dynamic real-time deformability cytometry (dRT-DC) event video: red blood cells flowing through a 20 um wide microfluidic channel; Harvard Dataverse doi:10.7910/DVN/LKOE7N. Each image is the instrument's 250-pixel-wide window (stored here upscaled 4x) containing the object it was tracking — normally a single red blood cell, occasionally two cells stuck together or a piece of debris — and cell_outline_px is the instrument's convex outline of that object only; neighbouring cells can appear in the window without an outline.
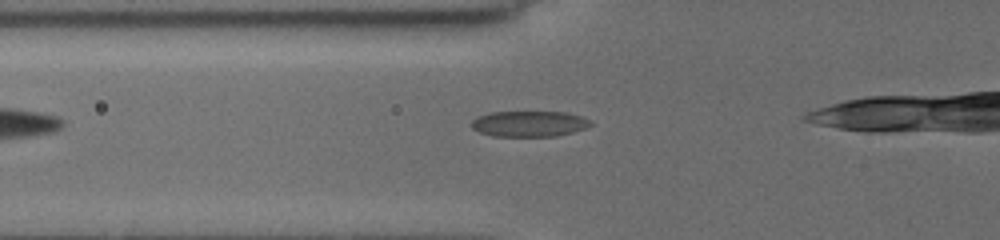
{"species": "common noctule bat (a hibernating species)", "species_latin": "Nyctalus noctula", "temperature_condition": "cold", "stored_images_in_passage": 34, "camera_frame_rate_fps": 3000, "um_per_image_px": 0.085, "animal": {"sex": "female", "body_mass_g": 19.5, "forearm_length_mm": 54.1}, "frame": {"image": 1, "passage_image": 5, "time_ms": 2.333, "image_size_px": [1000, 240], "cell_outline_px": [[592, 124], [588, 128], [556, 136], [492, 136], [480, 132], [472, 128], [472, 120], [476, 116], [488, 112], [568, 112], [592, 120]], "centroid_in_image_um": [44.99, 10.51], "position_along_channel_um": 80.8, "area_um2": 18.03}}
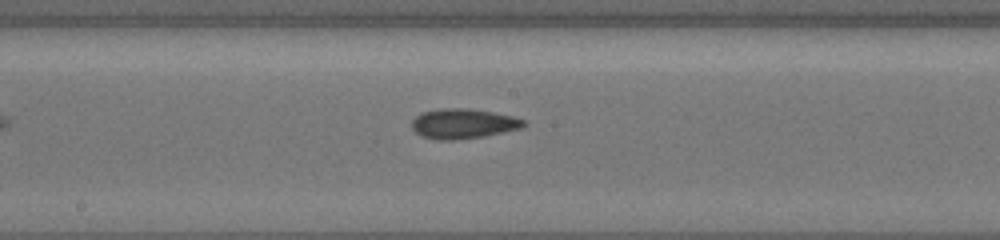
{"frame": {"image": 2, "passage_image": 15, "time_ms": 5.667, "image_size_px": [1000, 240], "cell_outline_px": [[528, 124], [520, 128], [484, 136], [456, 140], [436, 140], [420, 136], [412, 128], [412, 120], [420, 112], [436, 108], [468, 108], [492, 112], [512, 116], [524, 120]], "centroid_in_image_um": [39.32, 10.51], "position_along_channel_um": 208.9, "area_um2": 19.65}}
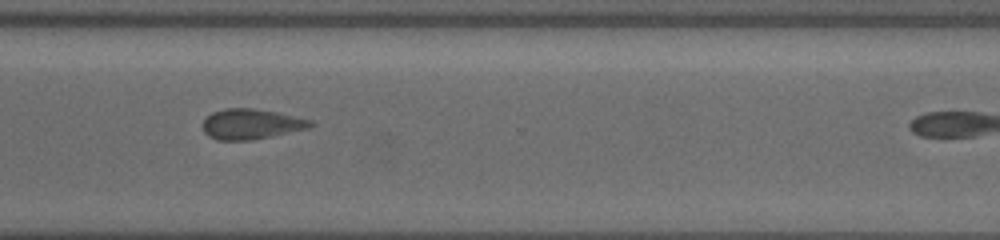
{"frame": {"image": 3, "passage_image": 27, "time_ms": 9.333, "image_size_px": [1000, 240], "cell_outline_px": [[316, 124], [312, 128], [252, 140], [216, 140], [208, 136], [204, 132], [204, 120], [212, 112], [224, 108], [252, 108], [276, 112], [312, 120]], "centroid_in_image_um": [21.39, 10.55], "position_along_channel_um": 349.2, "area_um2": 19.13}}